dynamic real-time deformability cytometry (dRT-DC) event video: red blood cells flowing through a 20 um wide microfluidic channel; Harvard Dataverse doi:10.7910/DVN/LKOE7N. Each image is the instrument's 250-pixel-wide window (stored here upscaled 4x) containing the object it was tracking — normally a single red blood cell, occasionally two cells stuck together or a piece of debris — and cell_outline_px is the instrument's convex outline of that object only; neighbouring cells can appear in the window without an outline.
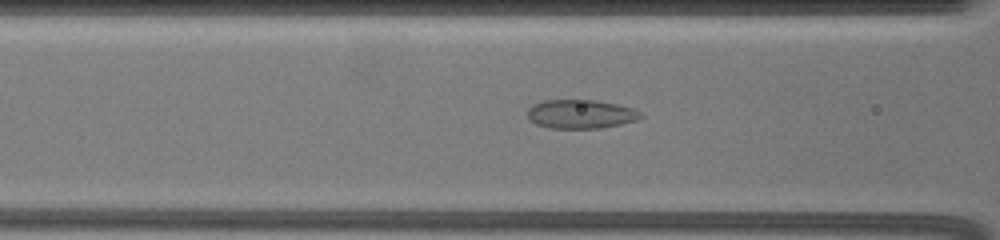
{"species": "common noctule bat (a hibernating species)", "species_latin": "Nyctalus noctula", "temperature_condition": "warm", "stored_images_in_passage": 10, "segment_of_instrument_passage": [1, 2], "camera_frame_rate_fps": 3000, "um_per_image_px": 0.085, "animal": {"sex": "female", "body_mass_g": 19.5, "forearm_length_mm": 54.1}, "frame": {"image": 1, "passage_image": 4, "time_ms": 1.333, "image_size_px": [1000, 240], "cell_outline_px": [[644, 116], [636, 120], [620, 124], [600, 128], [548, 128], [536, 124], [528, 116], [528, 108], [532, 104], [544, 100], [596, 100], [616, 104], [632, 108], [640, 112]], "centroid_in_image_um": [49.35, 9.69], "position_along_channel_um": 117.3, "area_um2": 18.96}}
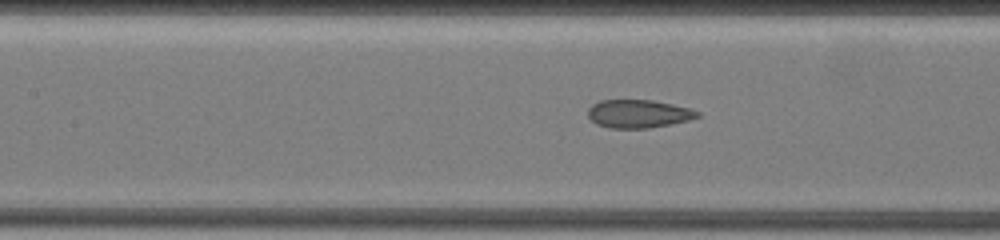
{"frame": {"image": 2, "passage_image": 6, "time_ms": 2.333, "image_size_px": [1000, 240], "cell_outline_px": [[700, 116], [688, 120], [672, 124], [648, 128], [608, 128], [596, 124], [588, 116], [588, 108], [592, 104], [600, 100], [652, 100], [692, 108], [700, 112]], "centroid_in_image_um": [54.27, 9.67], "position_along_channel_um": 153.1, "area_um2": 18.09}}
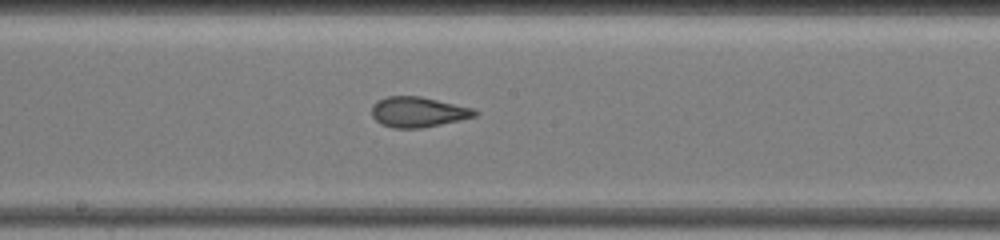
{"frame": {"image": 3, "passage_image": 9, "time_ms": 4.0, "image_size_px": [1000, 240], "cell_outline_px": [[480, 112], [476, 116], [460, 120], [420, 128], [392, 128], [380, 124], [372, 116], [372, 104], [376, 100], [388, 96], [420, 96], [476, 108]], "centroid_in_image_um": [35.55, 9.51], "position_along_channel_um": 212.7, "area_um2": 18.44}}